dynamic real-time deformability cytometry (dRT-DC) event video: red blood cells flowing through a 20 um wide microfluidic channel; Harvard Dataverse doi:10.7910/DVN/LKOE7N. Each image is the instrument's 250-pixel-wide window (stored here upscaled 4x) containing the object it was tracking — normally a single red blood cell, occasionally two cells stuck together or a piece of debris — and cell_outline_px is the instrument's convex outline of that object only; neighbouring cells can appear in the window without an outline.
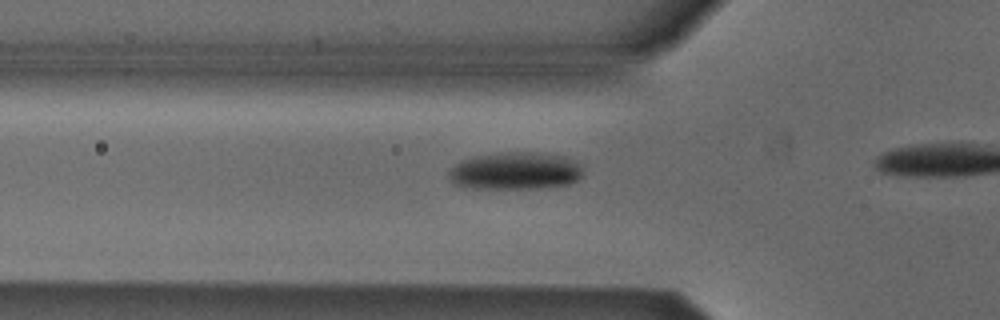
{"species": "Egyptian fruit bat (a non-hibernating species)", "species_latin": "Rousettus aegyptiacus", "temperature_condition": "cold", "stored_images_in_passage": 9, "camera_frame_rate_fps": 3000, "um_per_image_px": 0.085, "animal": {"sex": "male"}, "frame": {"image": 1, "passage_image": 4, "time_ms": 1.0, "image_size_px": [1000, 320], "cell_outline_px": [[584, 172], [576, 180], [568, 184], [540, 188], [460, 188], [448, 180], [448, 172], [460, 160], [472, 156], [504, 152], [536, 152], [564, 156], [584, 164]], "centroid_in_image_um": [43.79, 14.52], "position_along_channel_um": 82.0, "area_um2": 29.82}}
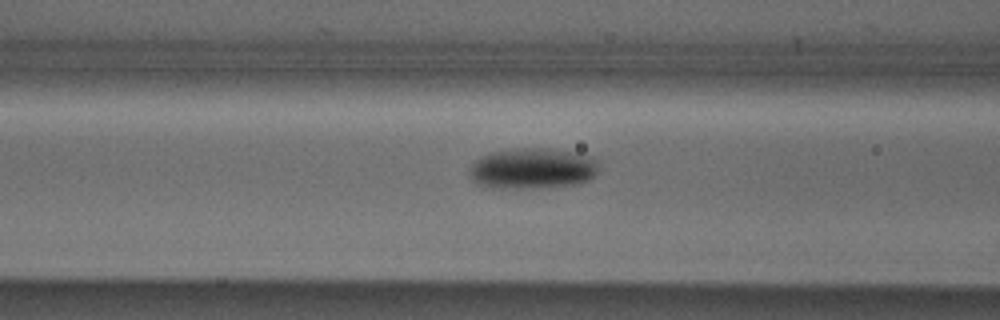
{"frame": {"image": 2, "passage_image": 7, "time_ms": 2.0, "image_size_px": [1000, 320], "cell_outline_px": [[596, 176], [580, 184], [536, 188], [492, 188], [480, 184], [472, 180], [472, 164], [476, 160], [492, 152], [512, 148], [544, 148], [576, 152], [592, 156], [596, 160]], "centroid_in_image_um": [45.31, 14.32], "position_along_channel_um": 121.3, "area_um2": 30.69}}